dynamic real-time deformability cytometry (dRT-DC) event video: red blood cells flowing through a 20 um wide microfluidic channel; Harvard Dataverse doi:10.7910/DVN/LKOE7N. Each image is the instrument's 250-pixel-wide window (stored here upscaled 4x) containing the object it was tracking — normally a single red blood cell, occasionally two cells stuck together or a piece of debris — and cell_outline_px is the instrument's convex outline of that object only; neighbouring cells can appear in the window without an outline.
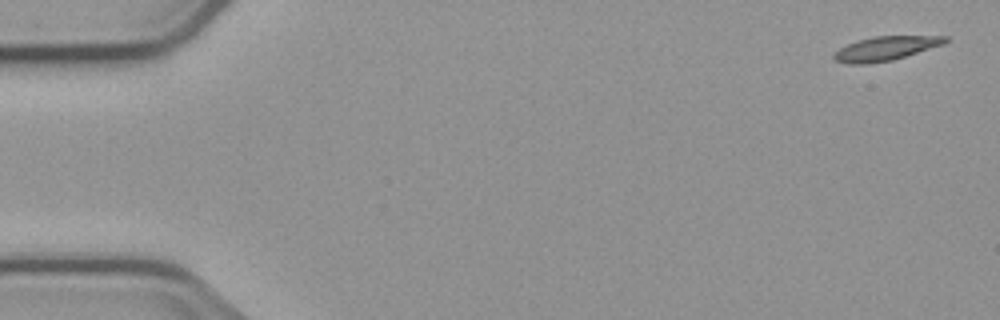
{"species": "common noctule bat (a hibernating species)", "species_latin": "Nyctalus noctula", "temperature_condition": "cold", "stored_images_in_passage": 5, "camera_frame_rate_fps": 3000, "um_per_image_px": 0.085, "animal": {"sex": "male", "body_mass_g": 23.1, "forearm_length_mm": 52.7}, "frame": {"image": 1, "passage_image": 1, "time_ms": 0.0, "image_size_px": [1000, 320], "cell_outline_px": [[948, 40], [944, 44], [892, 60], [868, 64], [848, 64], [836, 60], [832, 56], [840, 48], [856, 40], [876, 36], [948, 36]], "centroid_in_image_um": [75.27, 4.12], "position_along_channel_um": 9.7, "area_um2": 15.49}}
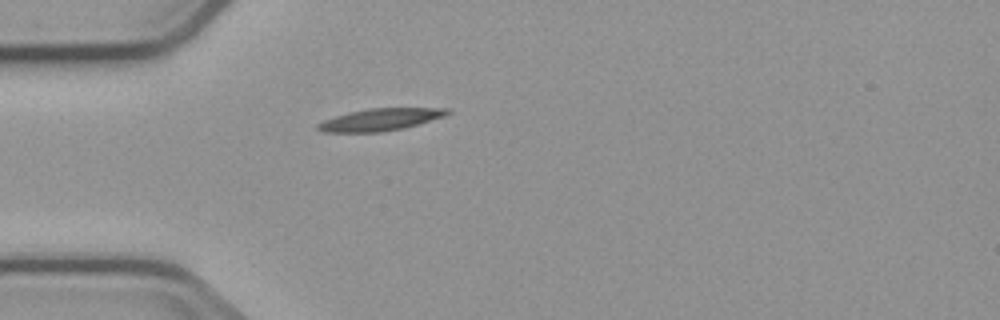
{"frame": {"image": 2, "passage_image": 5, "time_ms": 4.667, "image_size_px": [1000, 320], "cell_outline_px": [[452, 112], [444, 116], [404, 128], [380, 132], [324, 132], [316, 128], [316, 124], [324, 120], [348, 112], [368, 108], [448, 108]], "centroid_in_image_um": [32.31, 10.16], "position_along_channel_um": 52.7, "area_um2": 16.65}}